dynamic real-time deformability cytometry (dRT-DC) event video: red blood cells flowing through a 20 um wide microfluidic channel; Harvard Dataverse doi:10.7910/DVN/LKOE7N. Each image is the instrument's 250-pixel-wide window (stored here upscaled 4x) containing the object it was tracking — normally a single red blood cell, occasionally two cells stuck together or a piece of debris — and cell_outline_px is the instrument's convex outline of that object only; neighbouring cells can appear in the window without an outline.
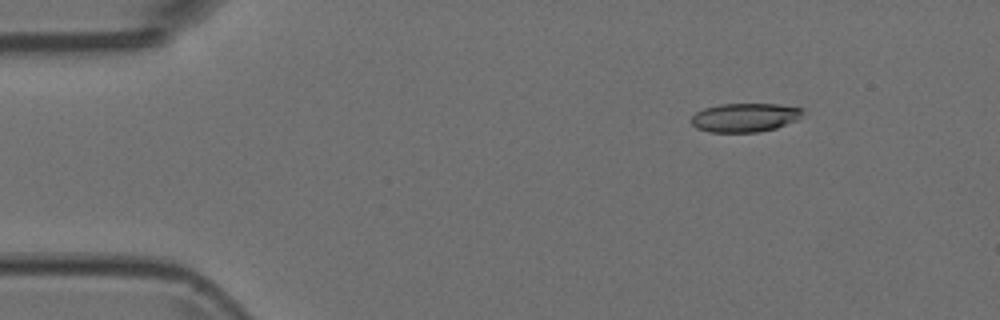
{"species": "Egyptian fruit bat (a non-hibernating species)", "species_latin": "Rousettus aegyptiacus", "temperature_condition": "room temperature", "stored_images_in_passage": 5, "camera_frame_rate_fps": 3000, "um_per_image_px": 0.085, "animal": {"sex": "female"}, "frame": {"image": 1, "passage_image": 2, "time_ms": 0.333, "image_size_px": [1000, 320], "cell_outline_px": [[804, 112], [796, 120], [776, 128], [760, 132], [708, 132], [696, 128], [692, 124], [692, 116], [696, 112], [704, 108], [720, 104], [780, 104], [804, 108]], "centroid_in_image_um": [63.32, 9.99], "position_along_channel_um": 21.7, "area_um2": 18.79}}
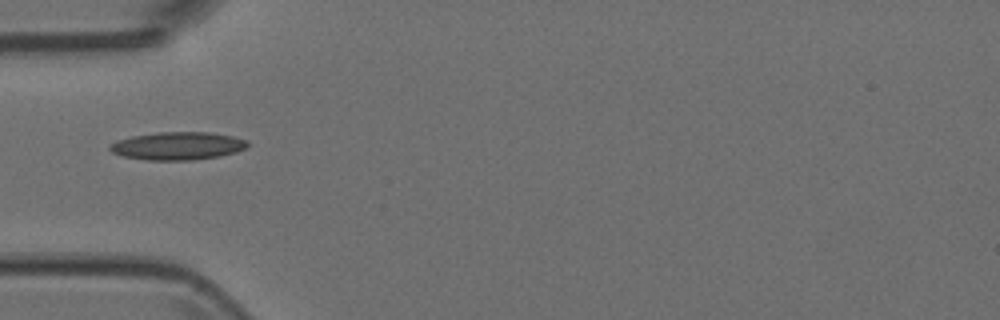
{"frame": {"image": 2, "passage_image": 5, "time_ms": 1.333, "image_size_px": [1000, 320], "cell_outline_px": [[248, 144], [244, 148], [236, 152], [220, 156], [192, 160], [148, 160], [124, 156], [112, 152], [108, 148], [116, 140], [132, 136], [156, 132], [208, 132], [232, 136], [248, 140]], "centroid_in_image_um": [15.1, 12.39], "position_along_channel_um": 69.9, "area_um2": 22.31}}